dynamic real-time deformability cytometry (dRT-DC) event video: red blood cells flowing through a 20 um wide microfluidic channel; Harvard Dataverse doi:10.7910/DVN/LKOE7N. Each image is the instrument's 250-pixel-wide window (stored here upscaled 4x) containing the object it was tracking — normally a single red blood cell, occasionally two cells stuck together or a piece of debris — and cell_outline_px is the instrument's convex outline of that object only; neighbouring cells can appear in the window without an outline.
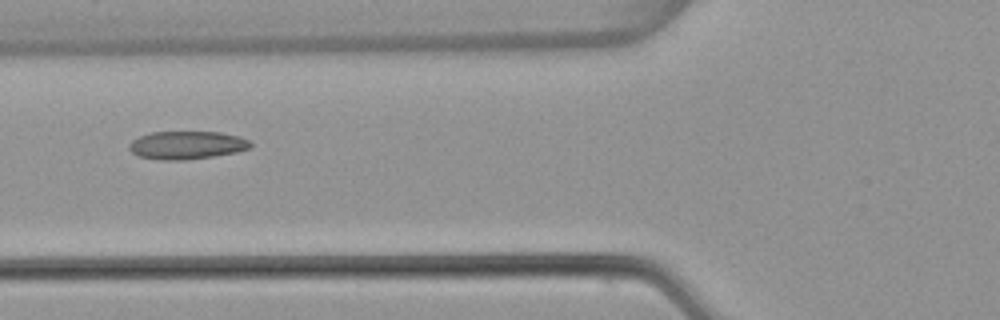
{"species": "common noctule bat (a hibernating species)", "species_latin": "Nyctalus noctula", "temperature_condition": "warm", "stored_images_in_passage": 6, "camera_frame_rate_fps": 3000, "um_per_image_px": 0.085, "animal": {"sex": "female", "body_mass_g": 22.7, "forearm_length_mm": 54.2}, "frame": {"image": 1, "passage_image": 6, "time_ms": 1.667, "image_size_px": [1000, 320], "cell_outline_px": [[252, 148], [236, 152], [212, 156], [184, 160], [160, 160], [140, 156], [132, 152], [128, 148], [128, 144], [132, 140], [140, 136], [152, 132], [220, 132], [240, 136], [248, 140], [252, 144]], "centroid_in_image_um": [15.89, 12.33], "position_along_channel_um": 109.9, "area_um2": 19.83}}